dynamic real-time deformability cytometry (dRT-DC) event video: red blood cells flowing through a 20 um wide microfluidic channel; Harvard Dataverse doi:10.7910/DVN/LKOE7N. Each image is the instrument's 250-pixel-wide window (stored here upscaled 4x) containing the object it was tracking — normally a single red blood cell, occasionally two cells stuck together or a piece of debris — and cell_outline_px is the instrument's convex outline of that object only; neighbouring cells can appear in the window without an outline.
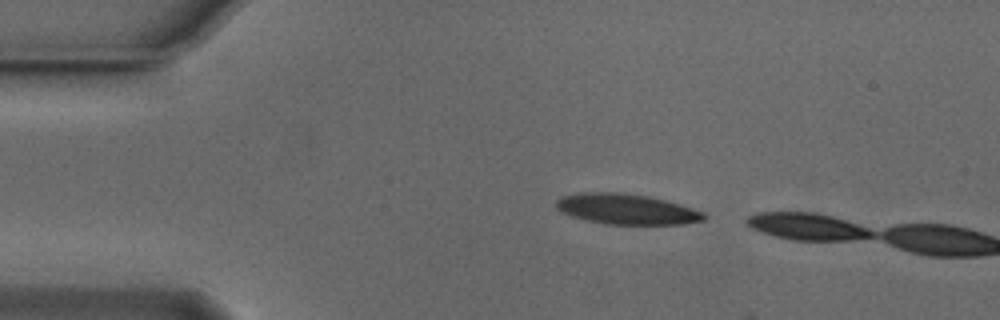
{"species": "Egyptian fruit bat (a non-hibernating species)", "species_latin": "Rousettus aegyptiacus", "temperature_condition": "cold", "stored_images_in_passage": 3, "camera_frame_rate_fps": 3000, "um_per_image_px": 0.085, "animal": {"sex": "male"}, "frame": {"image": 1, "passage_image": 2, "time_ms": 0.333, "image_size_px": [1000, 320], "cell_outline_px": [[708, 216], [704, 220], [684, 224], [604, 224], [572, 216], [560, 212], [556, 208], [556, 200], [560, 196], [576, 192], [620, 192], [648, 196], [680, 204], [704, 212]], "centroid_in_image_um": [53.23, 17.76], "position_along_channel_um": 31.8, "area_um2": 26.41}}